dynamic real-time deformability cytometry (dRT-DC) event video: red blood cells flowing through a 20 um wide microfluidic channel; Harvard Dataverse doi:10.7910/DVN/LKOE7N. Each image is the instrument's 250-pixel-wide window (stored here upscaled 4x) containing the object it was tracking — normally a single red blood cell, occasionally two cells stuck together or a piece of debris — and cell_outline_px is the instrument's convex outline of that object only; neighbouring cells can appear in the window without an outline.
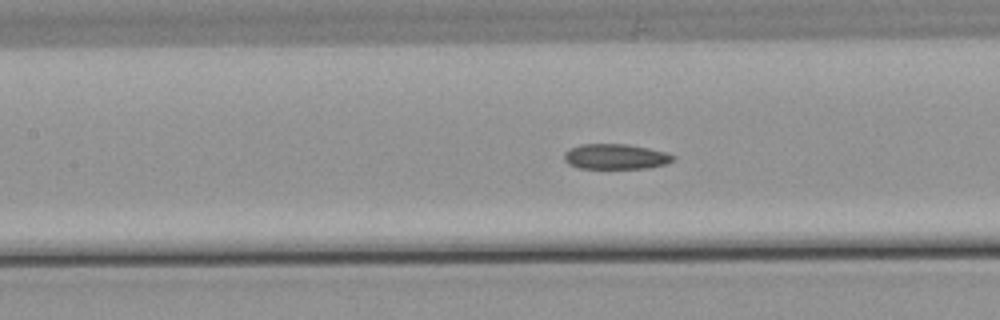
{"species": "common noctule bat (a hibernating species)", "species_latin": "Nyctalus noctula", "temperature_condition": "warm", "stored_images_in_passage": 45, "camera_frame_rate_fps": 3000, "um_per_image_px": 0.085, "animal": {"sex": "male", "body_mass_g": 21.5, "forearm_length_mm": 52.0}, "frame": {"image": 1, "passage_image": 24, "time_ms": 7.667, "image_size_px": [1000, 320], "cell_outline_px": [[676, 160], [664, 164], [648, 168], [580, 168], [568, 164], [564, 160], [564, 152], [568, 148], [580, 144], [628, 144], [648, 148], [664, 152], [676, 156]], "centroid_in_image_um": [52.3, 13.3], "position_along_channel_um": 155.1, "area_um2": 16.13}}
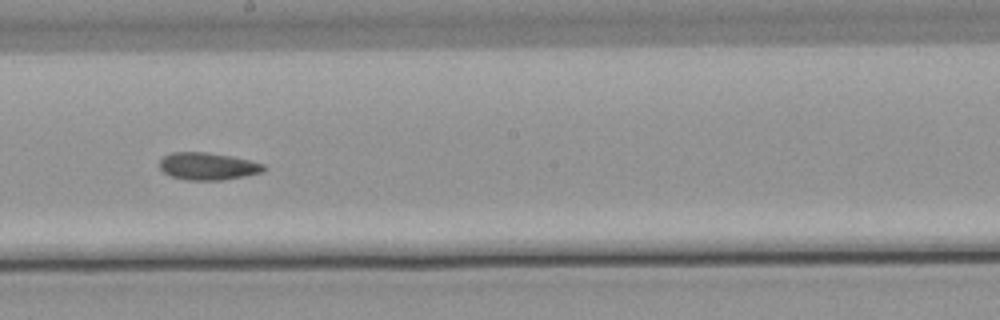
{"frame": {"image": 2, "passage_image": 30, "time_ms": 9.667, "image_size_px": [1000, 320], "cell_outline_px": [[268, 168], [264, 172], [244, 176], [220, 180], [184, 180], [172, 176], [164, 172], [160, 168], [160, 160], [164, 156], [172, 152], [208, 152], [232, 156], [264, 164]], "centroid_in_image_um": [17.69, 14.13], "position_along_channel_um": 230.5, "area_um2": 16.65}}
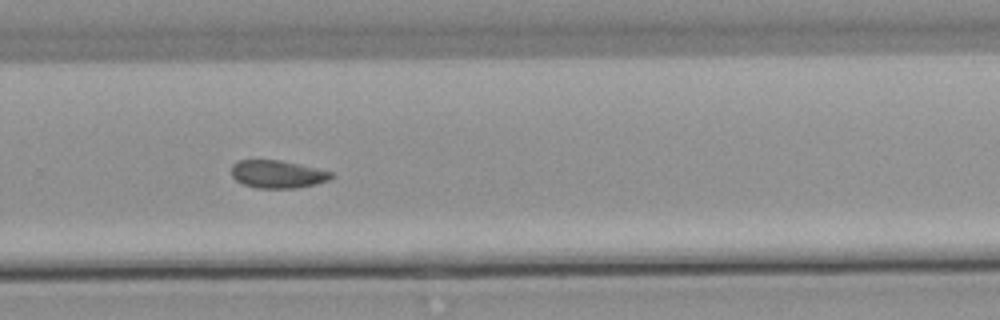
{"frame": {"image": 3, "passage_image": 36, "time_ms": 11.667, "image_size_px": [1000, 320], "cell_outline_px": [[336, 176], [328, 180], [316, 184], [296, 188], [256, 188], [244, 184], [236, 180], [232, 176], [232, 164], [236, 160], [280, 160], [316, 168], [332, 172]], "centroid_in_image_um": [23.59, 14.8], "position_along_channel_um": 306.2, "area_um2": 16.18}, "authors_computed_cell_mechanics": {"area_um2": 16.9932, "velocity_mm_per_s": 3.7913, "shape_relaxation_time_tau1_ms": null, "shape_relaxation_time_tau2_ms": 4.0683, "deformation_change_tau1": null, "deformation_change_tau2": 0.0738}}